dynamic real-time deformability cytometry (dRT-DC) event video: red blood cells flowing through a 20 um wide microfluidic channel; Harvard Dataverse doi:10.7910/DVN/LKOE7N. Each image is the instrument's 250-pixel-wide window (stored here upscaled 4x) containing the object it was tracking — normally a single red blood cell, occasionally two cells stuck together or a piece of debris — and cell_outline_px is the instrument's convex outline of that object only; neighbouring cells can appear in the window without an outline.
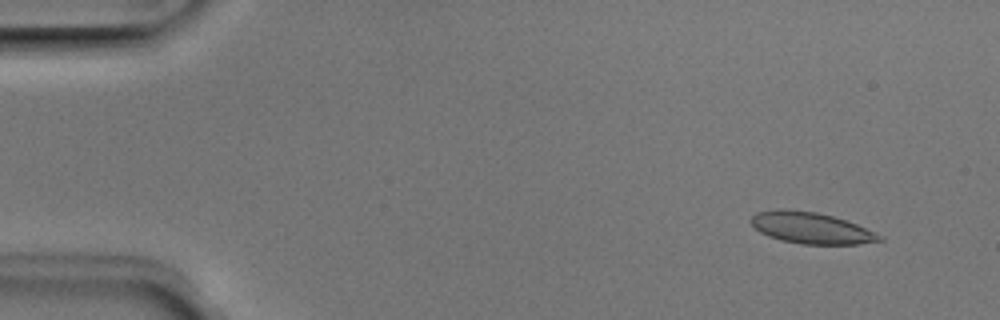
{"species": "Egyptian fruit bat (a non-hibernating species)", "species_latin": "Rousettus aegyptiacus", "temperature_condition": "room temperature", "stored_images_in_passage": 4, "camera_frame_rate_fps": 3000, "um_per_image_px": 0.085, "animal": {"sex": "male"}, "frame": {"image": 1, "passage_image": 1, "time_ms": 0.0, "image_size_px": [1000, 320], "cell_outline_px": [[884, 240], [856, 244], [804, 244], [780, 240], [768, 236], [760, 232], [752, 224], [752, 216], [756, 212], [776, 208], [780, 208], [816, 212], [832, 216], [856, 224], [884, 236]], "centroid_in_image_um": [68.93, 19.37], "position_along_channel_um": 16.1, "area_um2": 23.35}}
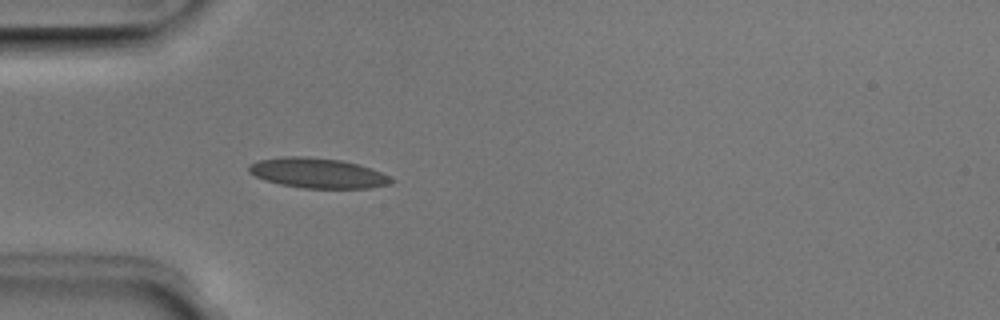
{"frame": {"image": 2, "passage_image": 4, "time_ms": 1.0, "image_size_px": [1000, 320], "cell_outline_px": [[396, 180], [392, 184], [368, 188], [304, 188], [280, 184], [264, 180], [248, 172], [248, 164], [260, 160], [280, 156], [304, 156], [344, 160], [372, 168]], "centroid_in_image_um": [27.01, 14.7], "position_along_channel_um": 58.0, "area_um2": 25.14}}